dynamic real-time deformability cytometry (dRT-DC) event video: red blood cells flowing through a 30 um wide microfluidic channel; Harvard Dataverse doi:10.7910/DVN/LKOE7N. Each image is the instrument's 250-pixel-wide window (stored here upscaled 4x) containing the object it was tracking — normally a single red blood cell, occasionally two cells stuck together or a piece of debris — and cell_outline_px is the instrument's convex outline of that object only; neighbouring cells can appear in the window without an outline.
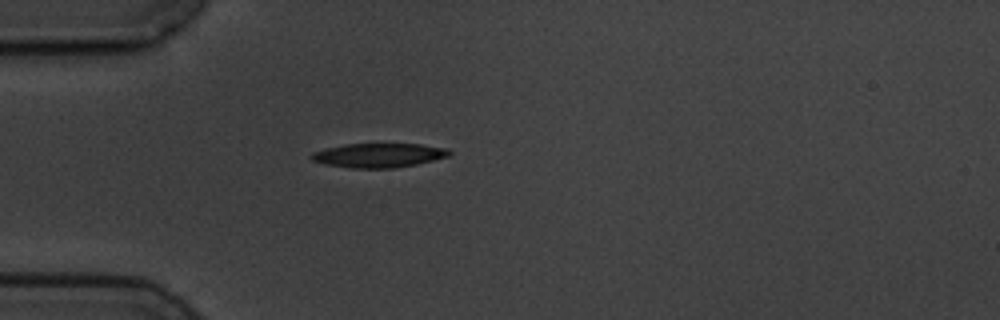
{"species": "common noctule bat (a hibernating species)", "species_latin": "Nyctalus noctula", "temperature_condition": "cold", "stored_images_in_passage": 3, "camera_frame_rate_fps": 3000, "um_per_image_px": 0.085, "animal": {"sex": "male", "body_mass_g": 19.5, "forearm_length_mm": 54.6}, "frame": {"image": 1, "passage_image": 3, "time_ms": 2.0, "image_size_px": [1000, 320], "cell_outline_px": [[452, 152], [448, 156], [416, 164], [392, 168], [352, 168], [324, 164], [312, 160], [308, 156], [312, 152], [324, 148], [344, 144], [420, 144], [448, 148]], "centroid_in_image_um": [32.14, 13.19], "position_along_channel_um": 52.9, "area_um2": 19.48}}